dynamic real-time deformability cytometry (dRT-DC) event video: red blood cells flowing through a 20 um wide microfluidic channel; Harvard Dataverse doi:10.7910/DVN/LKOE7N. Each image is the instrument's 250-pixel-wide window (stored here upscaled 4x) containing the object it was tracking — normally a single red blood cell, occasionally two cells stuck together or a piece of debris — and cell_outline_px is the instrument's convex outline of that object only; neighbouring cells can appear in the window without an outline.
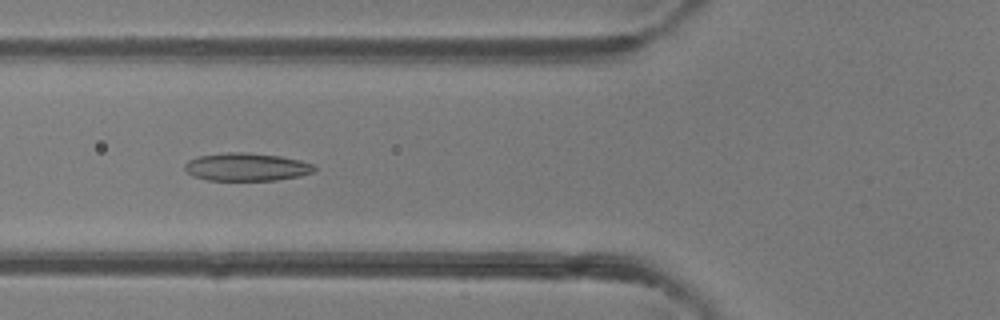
{"species": "common noctule bat (a hibernating species)", "species_latin": "Nyctalus noctula", "temperature_condition": "room temperature", "stored_images_in_passage": 48, "camera_frame_rate_fps": 3000, "um_per_image_px": 0.085, "animal": {"sex": "female"}, "frame": {"image": 1, "passage_image": 18, "time_ms": 5.667, "image_size_px": [1000, 320], "cell_outline_px": [[316, 172], [300, 176], [276, 180], [208, 180], [192, 176], [184, 168], [184, 164], [188, 160], [200, 156], [228, 152], [244, 152], [280, 156], [300, 160], [316, 164]], "centroid_in_image_um": [21.0, 14.19], "position_along_channel_um": 104.8, "area_um2": 21.21}}
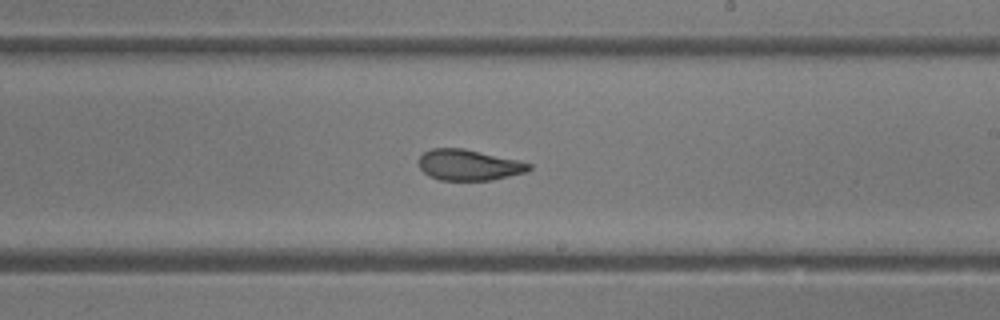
{"frame": {"image": 2, "passage_image": 28, "time_ms": 9.0, "image_size_px": [1000, 320], "cell_outline_px": [[532, 168], [528, 172], [492, 180], [440, 180], [428, 176], [420, 168], [420, 156], [424, 152], [432, 148], [464, 148], [520, 160], [532, 164]], "centroid_in_image_um": [39.9, 14.02], "position_along_channel_um": 249.1, "area_um2": 20.0}}
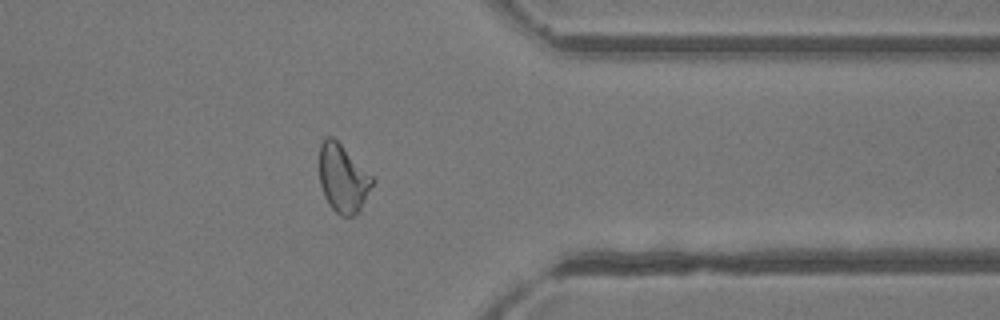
{"frame": {"image": 3, "passage_image": 38, "time_ms": 12.333, "image_size_px": [1000, 320], "cell_outline_px": [[376, 180], [360, 212], [352, 216], [340, 216], [328, 204], [324, 196], [320, 184], [320, 144], [328, 136], [332, 136]], "centroid_in_image_um": [29.17, 15.22], "position_along_channel_um": 382.2, "area_um2": 20.98}, "authors_computed_cell_mechanics": {"area_um2": 21.8484, "velocity_mm_per_s": 4.3315, "shape_relaxation_time_tau1_ms": 6.7482, "shape_relaxation_time_tau2_ms": 1.8932, "deformation_change_tau1": 0.1999, "deformation_change_tau2": 0.084}}